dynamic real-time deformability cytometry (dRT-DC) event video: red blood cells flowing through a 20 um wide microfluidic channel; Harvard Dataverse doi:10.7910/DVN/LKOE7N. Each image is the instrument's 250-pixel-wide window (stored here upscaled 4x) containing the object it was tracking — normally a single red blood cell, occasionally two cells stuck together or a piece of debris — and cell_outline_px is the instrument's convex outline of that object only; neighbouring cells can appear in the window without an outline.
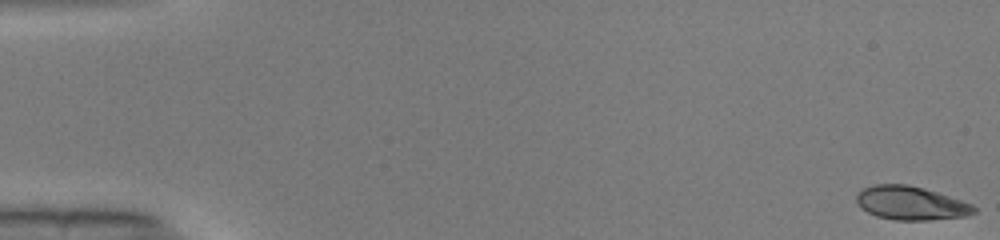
{"species": "common noctule bat (a hibernating species)", "species_latin": "Nyctalus noctula", "temperature_condition": "warm", "stored_images_in_passage": 1, "camera_frame_rate_fps": 3000, "um_per_image_px": 0.085, "animal": {"sex": "male", "body_mass_g": 19.0, "forearm_length_mm": 50.8}, "frame": {"image": 1, "passage_image": 1, "time_ms": 0.0, "image_size_px": [1000, 240], "cell_outline_px": [[976, 212], [964, 216], [928, 220], [896, 220], [876, 216], [860, 208], [856, 200], [856, 196], [860, 188], [872, 184], [908, 184], [924, 188], [972, 204], [976, 208]], "centroid_in_image_um": [77.36, 17.25], "position_along_channel_um": 7.6, "area_um2": 23.06}}